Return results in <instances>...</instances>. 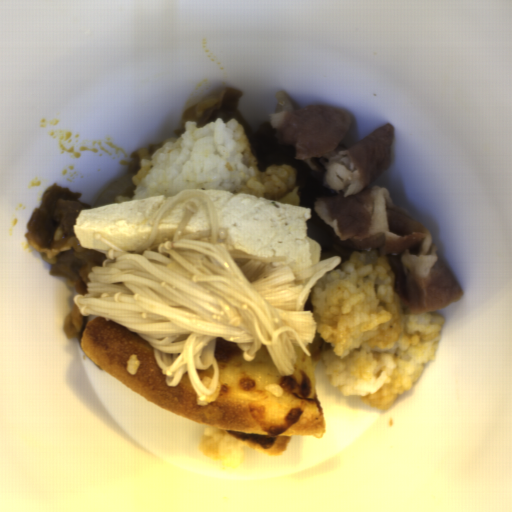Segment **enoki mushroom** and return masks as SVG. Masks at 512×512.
Masks as SVG:
<instances>
[{
	"label": "enoki mushroom",
	"mask_w": 512,
	"mask_h": 512,
	"mask_svg": "<svg viewBox=\"0 0 512 512\" xmlns=\"http://www.w3.org/2000/svg\"><path fill=\"white\" fill-rule=\"evenodd\" d=\"M196 195L208 206L211 229L183 237L198 210L189 202L173 241L151 250L162 219L175 204ZM226 236L203 189L180 191L161 208L136 251H124L95 234L110 249L101 266L90 268L88 293L73 295L81 316L106 317L146 340L168 387L178 385L186 373L201 401L218 386V337L233 342L248 362L263 345L280 375H293L298 355L292 344L311 356L306 347L318 329L305 303L315 283L342 260L330 255L294 273L289 266H273L285 257L238 251L224 242Z\"/></svg>",
	"instance_id": "cea9216a"
}]
</instances>
